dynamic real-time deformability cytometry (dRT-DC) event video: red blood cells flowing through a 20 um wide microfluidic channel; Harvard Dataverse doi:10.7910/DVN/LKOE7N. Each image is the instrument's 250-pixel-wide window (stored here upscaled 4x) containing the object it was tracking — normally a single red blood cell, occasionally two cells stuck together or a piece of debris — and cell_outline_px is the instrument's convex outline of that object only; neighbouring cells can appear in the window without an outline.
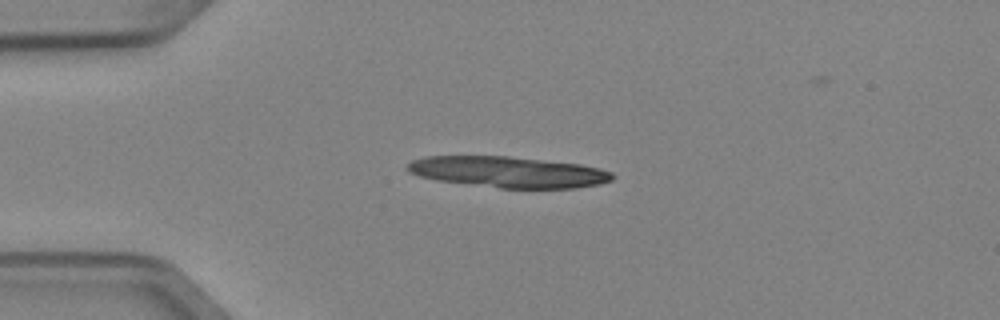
{"species": "Egyptian fruit bat (a non-hibernating species)", "species_latin": "Rousettus aegyptiacus", "temperature_condition": "cold", "stored_images_in_passage": 6, "camera_frame_rate_fps": 3000, "um_per_image_px": 0.085, "animal": {"sex": "female"}, "frame": {"image": 1, "passage_image": 3, "time_ms": 0.667, "image_size_px": [1000, 320], "cell_outline_px": [[616, 176], [612, 180], [600, 184], [576, 188], [500, 188], [436, 180], [420, 176], [408, 172], [404, 168], [412, 160], [428, 156], [508, 156], [580, 164], [600, 168], [612, 172]], "centroid_in_image_um": [43.21, 14.62], "position_along_channel_um": 41.8, "area_um2": 37.17}}
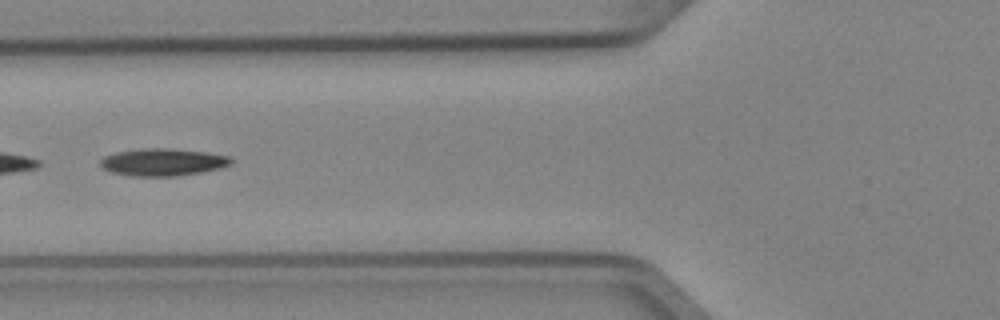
{"frame": {"image": 2, "passage_image": 5, "time_ms": 1.333, "image_size_px": [1000, 320], "cell_outline_px": [[232, 164], [220, 168], [200, 172], [176, 176], [132, 176], [112, 172], [104, 168], [100, 164], [100, 160], [104, 156], [116, 152], [144, 148], [168, 148], [208, 152], [228, 156], [232, 160]], "centroid_in_image_um": [13.84, 13.77], "position_along_channel_um": 112.0, "area_um2": 20.75}}
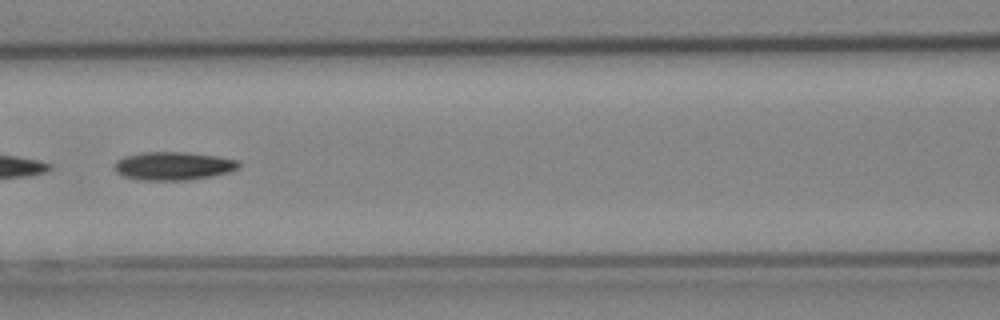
{"frame": {"image": 3, "passage_image": 6, "time_ms": 1.667, "image_size_px": [1000, 320], "cell_outline_px": [[240, 168], [228, 172], [212, 176], [188, 180], [140, 180], [124, 176], [116, 172], [112, 168], [116, 160], [124, 156], [144, 152], [184, 152], [216, 156], [236, 160], [240, 164]], "centroid_in_image_um": [14.69, 14.11], "position_along_channel_um": 151.9, "area_um2": 20.52}}